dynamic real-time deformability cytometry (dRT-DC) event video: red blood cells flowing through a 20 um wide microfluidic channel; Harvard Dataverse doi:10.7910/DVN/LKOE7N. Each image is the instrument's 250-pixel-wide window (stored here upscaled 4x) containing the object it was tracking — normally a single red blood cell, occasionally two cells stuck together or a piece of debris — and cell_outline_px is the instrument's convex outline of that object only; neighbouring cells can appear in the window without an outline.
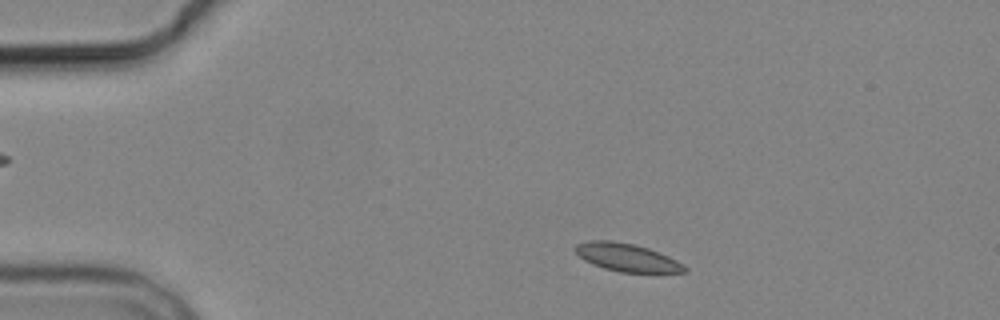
{"species": "common noctule bat (a hibernating species)", "species_latin": "Nyctalus noctula", "temperature_condition": "cold", "stored_images_in_passage": 4, "camera_frame_rate_fps": 3000, "um_per_image_px": 0.085, "animal": {"sex": "male", "body_mass_g": 19.2, "forearm_length_mm": 51.8}, "frame": {"image": 1, "passage_image": 1, "time_ms": 0.0, "image_size_px": [1000, 320], "cell_outline_px": [[688, 272], [620, 272], [604, 268], [592, 264], [584, 260], [572, 248], [576, 244], [588, 240], [612, 240], [632, 244], [648, 248], [660, 252], [676, 260], [688, 268]], "centroid_in_image_um": [53.26, 21.87], "position_along_channel_um": 31.7, "area_um2": 17.8}}
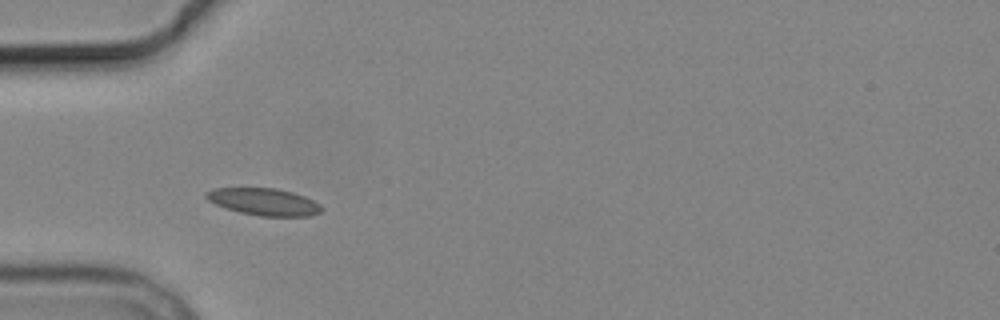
{"frame": {"image": 2, "passage_image": 3, "time_ms": 2.333, "image_size_px": [1000, 320], "cell_outline_px": [[324, 208], [320, 212], [308, 216], [260, 216], [240, 212], [216, 204], [208, 200], [204, 196], [204, 192], [216, 188], [276, 188], [292, 192], [304, 196], [320, 204]], "centroid_in_image_um": [22.44, 17.15], "position_along_channel_um": 62.6, "area_um2": 18.09}}
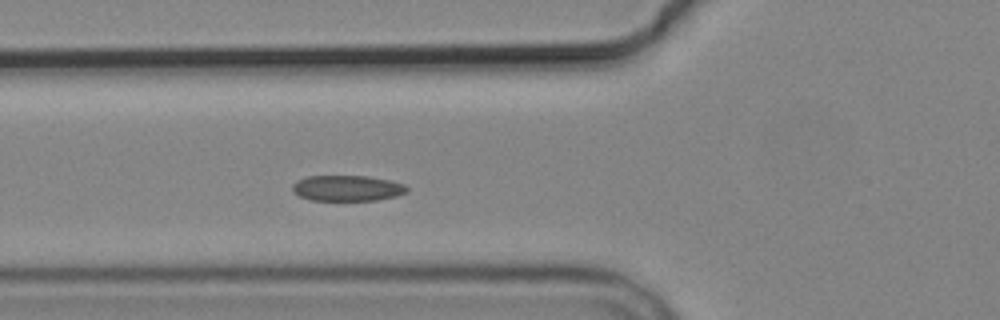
{"frame": {"image": 3, "passage_image": 4, "time_ms": 3.333, "image_size_px": [1000, 320], "cell_outline_px": [[408, 192], [396, 196], [376, 200], [312, 200], [300, 196], [292, 192], [292, 184], [296, 180], [308, 176], [368, 176], [388, 180], [404, 184], [408, 188]], "centroid_in_image_um": [29.5, 15.99], "position_along_channel_um": 96.3, "area_um2": 17.17}}